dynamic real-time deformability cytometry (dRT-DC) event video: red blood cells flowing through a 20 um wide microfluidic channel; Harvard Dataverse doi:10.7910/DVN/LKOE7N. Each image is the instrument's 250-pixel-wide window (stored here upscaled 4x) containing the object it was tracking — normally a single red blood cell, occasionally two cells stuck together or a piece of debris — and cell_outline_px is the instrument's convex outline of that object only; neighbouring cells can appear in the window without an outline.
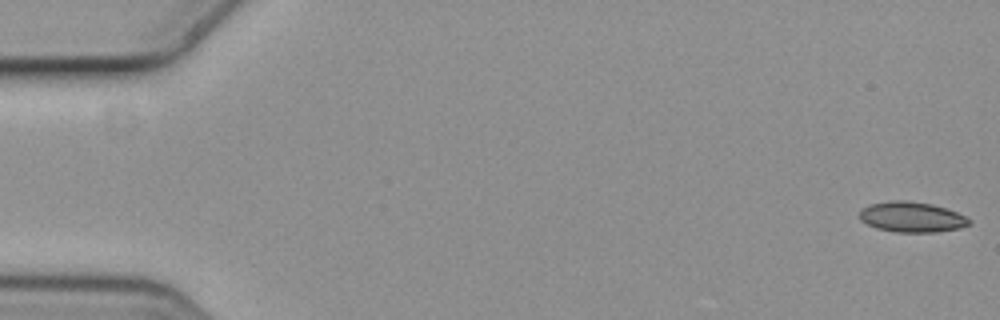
{"species": "common noctule bat (a hibernating species)", "species_latin": "Nyctalus noctula", "temperature_condition": "cold", "stored_images_in_passage": 3, "camera_frame_rate_fps": 3000, "um_per_image_px": 0.085, "animal": {"sex": "female", "body_mass_g": 19.3, "forearm_length_mm": 54.1}, "frame": {"image": 1, "passage_image": 1, "time_ms": 0.0, "image_size_px": [1000, 320], "cell_outline_px": [[972, 224], [960, 228], [936, 232], [896, 232], [876, 228], [860, 220], [860, 212], [868, 204], [896, 200], [904, 200], [932, 204], [956, 212], [972, 220]], "centroid_in_image_um": [77.52, 18.45], "position_along_channel_um": 7.5, "area_um2": 19.31}}